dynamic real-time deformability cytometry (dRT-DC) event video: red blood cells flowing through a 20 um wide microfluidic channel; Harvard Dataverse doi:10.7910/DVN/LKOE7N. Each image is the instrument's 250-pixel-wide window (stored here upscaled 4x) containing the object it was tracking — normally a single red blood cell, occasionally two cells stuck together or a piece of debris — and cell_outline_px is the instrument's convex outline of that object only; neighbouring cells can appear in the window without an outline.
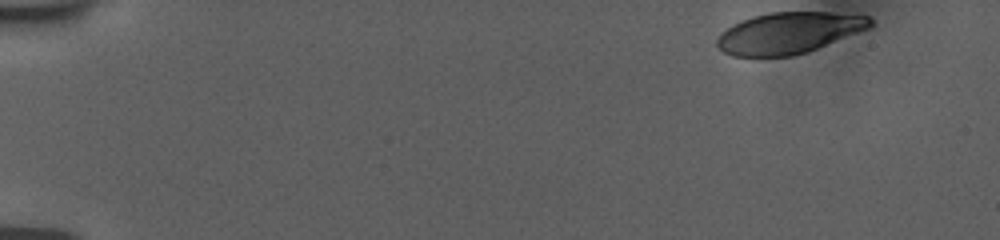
{"species": "human", "species_latin": "Homo sapiens", "temperature_condition": "room temperature", "stored_images_in_passage": 13, "camera_frame_rate_fps": 3000, "um_per_image_px": 0.085, "donor": {"sex": "female"}, "frame": {"image": 1, "passage_image": 1, "time_ms": 0.0, "image_size_px": [1000, 240], "cell_outline_px": [[872, 24], [868, 28], [816, 48], [792, 56], [732, 56], [724, 52], [716, 44], [716, 40], [720, 32], [732, 24], [740, 20], [752, 16], [768, 12], [828, 12], [868, 16], [872, 20]], "centroid_in_image_um": [66.97, 2.78], "position_along_channel_um": 18.0, "area_um2": 36.53}}
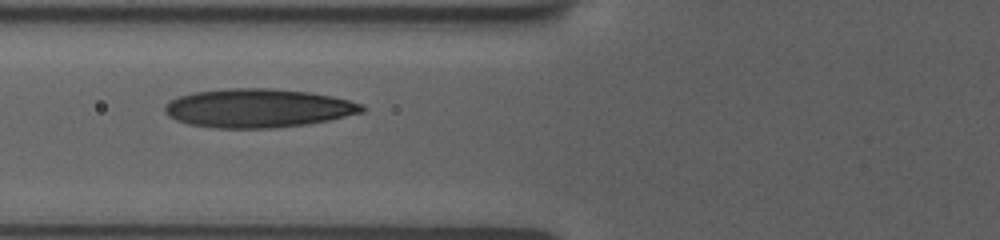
{"frame": {"image": 2, "passage_image": 10, "time_ms": 6.0, "image_size_px": [1000, 240], "cell_outline_px": [[364, 112], [328, 120], [308, 124], [276, 128], [216, 128], [188, 124], [176, 120], [168, 116], [164, 112], [164, 104], [180, 96], [192, 92], [228, 88], [272, 88], [308, 92], [332, 96], [364, 104]], "centroid_in_image_um": [21.92, 9.19], "position_along_channel_um": 103.9, "area_um2": 44.68}}
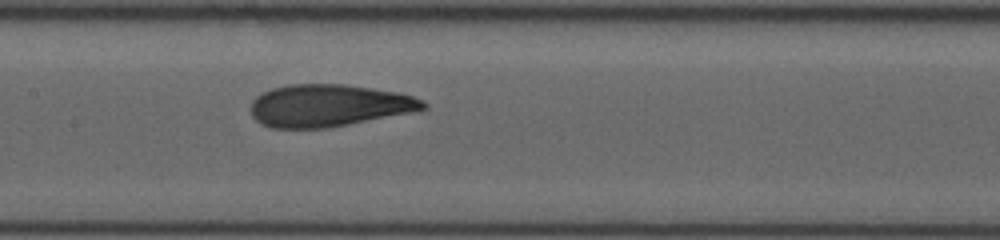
{"frame": {"image": 3, "passage_image": 13, "time_ms": 8.0, "image_size_px": [1000, 240], "cell_outline_px": [[428, 108], [420, 112], [324, 128], [272, 128], [260, 124], [252, 116], [252, 100], [256, 96], [272, 88], [288, 84], [344, 84], [372, 88], [396, 92], [412, 96], [424, 100], [428, 104]], "centroid_in_image_um": [28.0, 8.97], "position_along_channel_um": 179.4, "area_um2": 42.83}}